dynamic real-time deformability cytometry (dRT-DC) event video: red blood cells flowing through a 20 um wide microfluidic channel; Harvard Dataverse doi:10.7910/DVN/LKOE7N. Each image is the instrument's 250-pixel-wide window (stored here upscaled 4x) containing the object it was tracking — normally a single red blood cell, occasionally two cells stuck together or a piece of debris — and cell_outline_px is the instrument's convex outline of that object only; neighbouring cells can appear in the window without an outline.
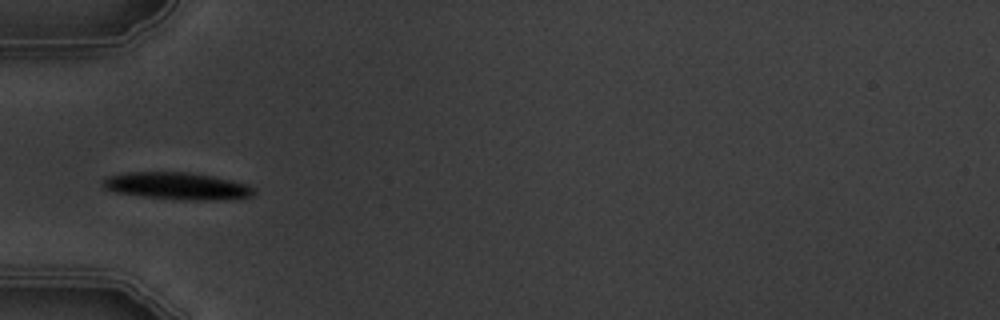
{"species": "common noctule bat (a hibernating species)", "species_latin": "Nyctalus noctula", "temperature_condition": "warm", "stored_images_in_passage": 8, "camera_frame_rate_fps": 3000, "um_per_image_px": 0.085, "animal": {"sex": "male", "body_mass_g": 19.5, "forearm_length_mm": 54.6}, "frame": {"image": 1, "passage_image": 2, "time_ms": 1.333, "image_size_px": [1000, 320], "cell_outline_px": [[256, 192], [252, 196], [232, 200], [184, 200], [144, 196], [112, 192], [104, 188], [100, 184], [108, 176], [128, 172], [188, 172], [212, 176], [232, 180], [248, 184], [256, 188]], "centroid_in_image_um": [15.11, 15.82], "position_along_channel_um": 69.9, "area_um2": 24.22}}
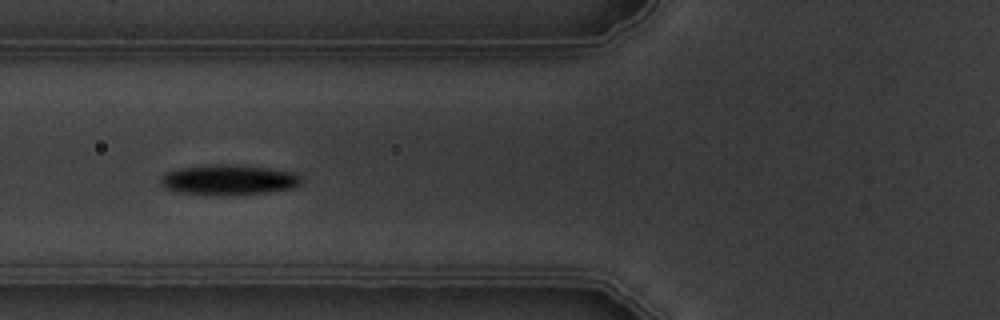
{"frame": {"image": 2, "passage_image": 3, "time_ms": 2.333, "image_size_px": [1000, 320], "cell_outline_px": [[304, 180], [300, 184], [292, 188], [268, 192], [220, 196], [180, 192], [164, 188], [160, 184], [160, 176], [164, 172], [176, 168], [208, 164], [228, 164], [264, 168], [292, 172], [300, 176]], "centroid_in_image_um": [19.36, 15.29], "position_along_channel_um": 106.4, "area_um2": 25.03}}